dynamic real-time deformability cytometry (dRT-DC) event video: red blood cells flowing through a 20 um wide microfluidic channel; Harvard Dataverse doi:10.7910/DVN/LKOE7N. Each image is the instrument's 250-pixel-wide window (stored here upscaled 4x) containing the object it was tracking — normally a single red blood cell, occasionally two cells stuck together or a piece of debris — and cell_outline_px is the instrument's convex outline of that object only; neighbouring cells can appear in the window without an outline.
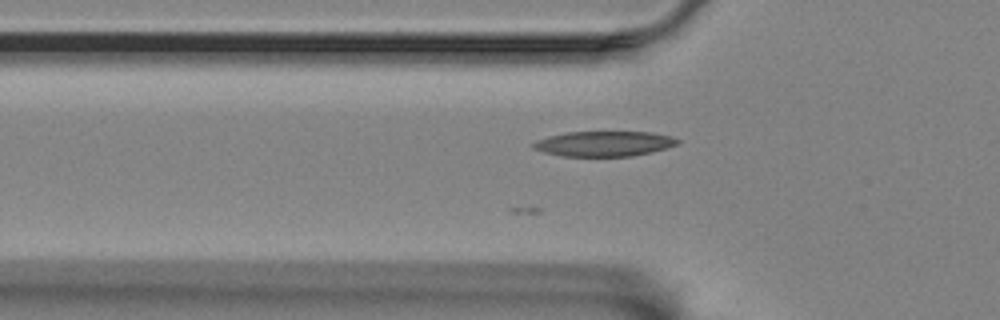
{"species": "Egyptian fruit bat (a non-hibernating species)", "species_latin": "Rousettus aegyptiacus", "temperature_condition": "room temperature", "stored_images_in_passage": 20, "camera_frame_rate_fps": 3000, "um_per_image_px": 0.085, "animal": {"sex": "female"}, "frame": {"image": 1, "passage_image": 5, "time_ms": 1.333, "image_size_px": [1000, 320], "cell_outline_px": [[680, 144], [668, 148], [652, 152], [632, 156], [560, 156], [544, 152], [532, 148], [532, 144], [536, 140], [548, 136], [568, 132], [652, 132], [672, 136], [680, 140]], "centroid_in_image_um": [51.38, 12.21], "position_along_channel_um": 74.4, "area_um2": 21.33}}
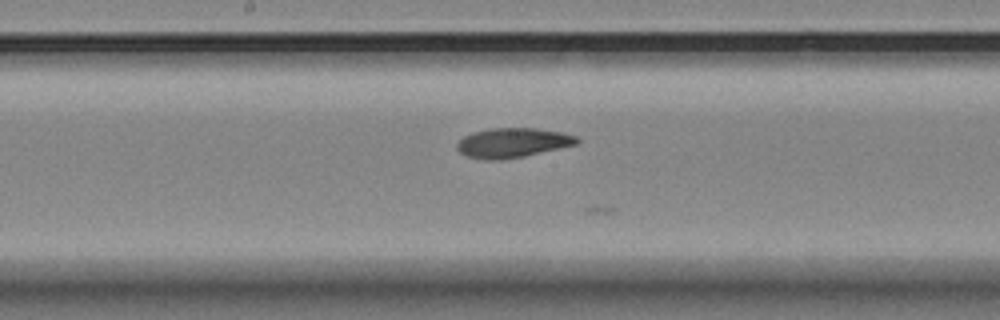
{"frame": {"image": 2, "passage_image": 16, "time_ms": 5.0, "image_size_px": [1000, 320], "cell_outline_px": [[580, 140], [576, 144], [560, 148], [524, 156], [504, 160], [484, 160], [468, 156], [460, 152], [456, 148], [456, 144], [464, 136], [472, 132], [492, 128], [536, 128], [564, 132], [576, 136]], "centroid_in_image_um": [43.57, 12.13], "position_along_channel_um": 204.6, "area_um2": 20.75}}
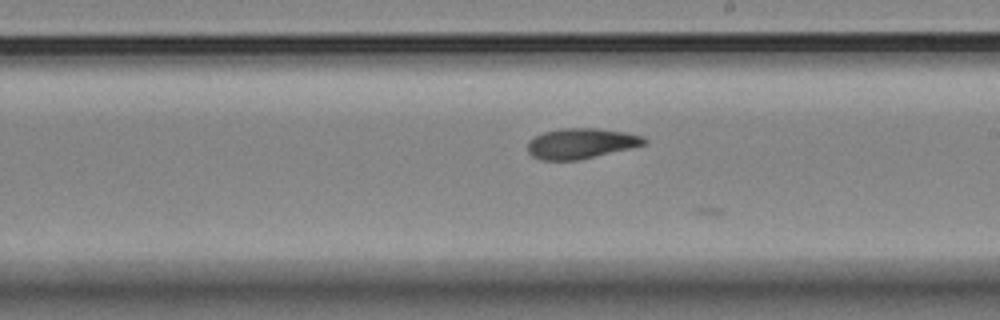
{"frame": {"image": 3, "passage_image": 19, "time_ms": 6.0, "image_size_px": [1000, 320], "cell_outline_px": [[648, 140], [644, 144], [628, 148], [576, 160], [540, 160], [532, 156], [528, 152], [528, 140], [544, 132], [560, 128], [596, 128], [624, 132], [644, 136]], "centroid_in_image_um": [49.34, 12.18], "position_along_channel_um": 239.7, "area_um2": 20.35}}